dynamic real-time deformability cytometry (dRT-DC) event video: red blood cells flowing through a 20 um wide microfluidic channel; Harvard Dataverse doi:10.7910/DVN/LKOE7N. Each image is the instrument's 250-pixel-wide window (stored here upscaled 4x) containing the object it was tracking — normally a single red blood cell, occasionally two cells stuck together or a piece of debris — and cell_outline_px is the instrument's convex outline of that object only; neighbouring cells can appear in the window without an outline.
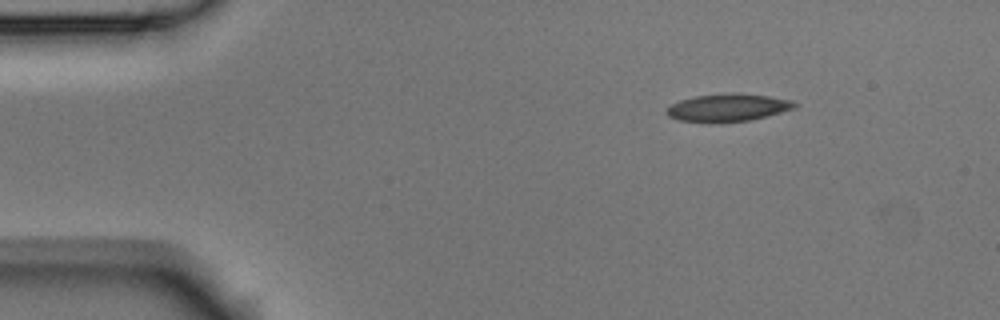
{"species": "Egyptian fruit bat (a non-hibernating species)", "species_latin": "Rousettus aegyptiacus", "temperature_condition": "room temperature", "stored_images_in_passage": 4, "camera_frame_rate_fps": 3000, "um_per_image_px": 0.085, "animal": {"sex": "male"}, "frame": {"image": 1, "passage_image": 1, "time_ms": 0.0, "image_size_px": [1000, 320], "cell_outline_px": [[796, 108], [752, 120], [680, 120], [668, 116], [664, 112], [672, 104], [680, 100], [696, 96], [768, 96], [792, 100], [796, 104]], "centroid_in_image_um": [61.9, 9.16], "position_along_channel_um": 23.1, "area_um2": 18.84}}
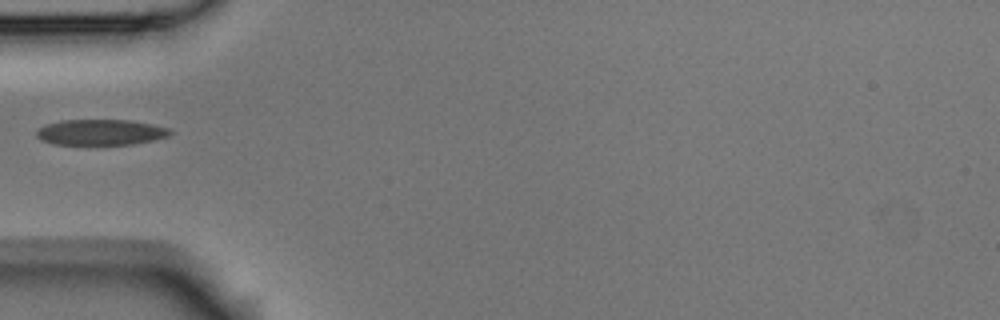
{"frame": {"image": 2, "passage_image": 4, "time_ms": 1.0, "image_size_px": [1000, 320], "cell_outline_px": [[172, 132], [168, 136], [152, 140], [132, 144], [56, 144], [44, 140], [36, 136], [36, 128], [44, 124], [60, 120], [132, 120], [152, 124], [168, 128]], "centroid_in_image_um": [8.52, 11.22], "position_along_channel_um": 76.5, "area_um2": 19.94}}